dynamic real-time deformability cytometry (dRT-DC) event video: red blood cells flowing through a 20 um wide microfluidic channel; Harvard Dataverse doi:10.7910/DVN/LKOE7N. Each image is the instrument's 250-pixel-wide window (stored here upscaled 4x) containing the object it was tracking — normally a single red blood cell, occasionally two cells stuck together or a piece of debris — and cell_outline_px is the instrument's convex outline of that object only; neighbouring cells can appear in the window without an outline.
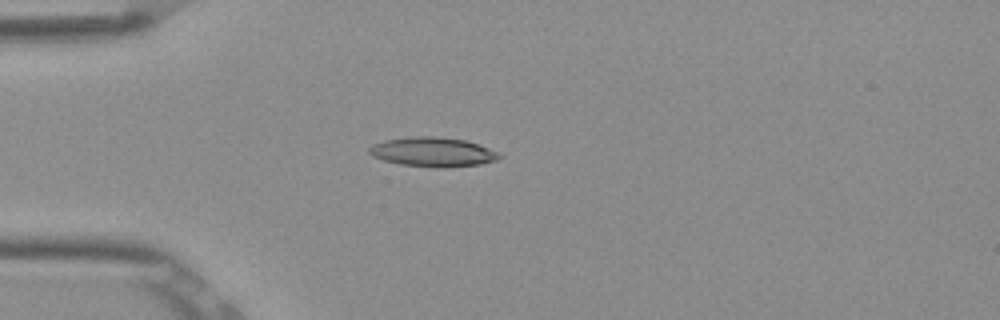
{"species": "Egyptian fruit bat (a non-hibernating species)", "species_latin": "Rousettus aegyptiacus", "temperature_condition": "room temperature", "stored_images_in_passage": 3, "camera_frame_rate_fps": 3000, "um_per_image_px": 0.085, "frame": {"image": 1, "passage_image": 3, "time_ms": 0.667, "image_size_px": [1000, 320], "cell_outline_px": [[504, 156], [496, 160], [480, 164], [444, 168], [436, 168], [400, 164], [384, 160], [372, 156], [368, 152], [368, 148], [372, 144], [384, 140], [412, 136], [432, 136], [464, 140], [480, 144], [500, 152]], "centroid_in_image_um": [36.81, 12.92], "position_along_channel_um": 48.2, "area_um2": 22.54}}